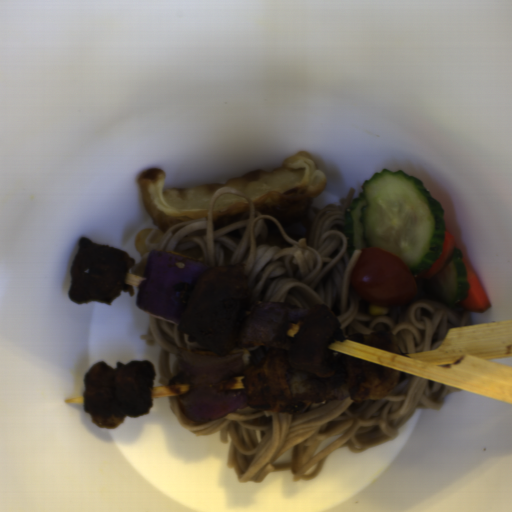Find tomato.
I'll return each mask as SVG.
<instances>
[{"label":"tomato","instance_id":"512abeb7","mask_svg":"<svg viewBox=\"0 0 512 512\" xmlns=\"http://www.w3.org/2000/svg\"><path fill=\"white\" fill-rule=\"evenodd\" d=\"M356 297L384 307L415 303L417 292L413 275L403 260L383 248L361 249L350 277Z\"/></svg>","mask_w":512,"mask_h":512}]
</instances>
